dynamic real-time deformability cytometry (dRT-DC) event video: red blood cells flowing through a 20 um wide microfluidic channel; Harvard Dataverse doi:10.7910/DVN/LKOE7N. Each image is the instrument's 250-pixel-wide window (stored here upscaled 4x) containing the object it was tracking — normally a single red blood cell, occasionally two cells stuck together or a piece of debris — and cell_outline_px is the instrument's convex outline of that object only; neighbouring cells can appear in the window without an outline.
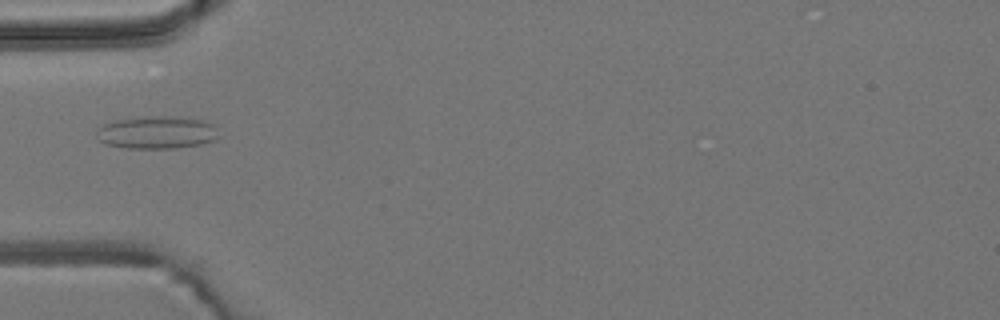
{"species": "common noctule bat (a hibernating species)", "species_latin": "Nyctalus noctula", "temperature_condition": "room temperature", "stored_images_in_passage": 5, "camera_frame_rate_fps": 3000, "um_per_image_px": 0.085, "animal": {"sex": "male", "body_mass_g": 19.2, "forearm_length_mm": 51.8}, "frame": {"image": 1, "passage_image": 5, "time_ms": 5.333, "image_size_px": [1000, 320], "cell_outline_px": [[220, 136], [216, 140], [200, 144], [176, 148], [128, 148], [104, 144], [96, 136], [96, 128], [104, 124], [116, 120], [148, 116], [160, 116], [204, 120], [212, 124], [216, 128]], "centroid_in_image_um": [13.32, 11.27], "position_along_channel_um": 71.7, "area_um2": 23.24}}